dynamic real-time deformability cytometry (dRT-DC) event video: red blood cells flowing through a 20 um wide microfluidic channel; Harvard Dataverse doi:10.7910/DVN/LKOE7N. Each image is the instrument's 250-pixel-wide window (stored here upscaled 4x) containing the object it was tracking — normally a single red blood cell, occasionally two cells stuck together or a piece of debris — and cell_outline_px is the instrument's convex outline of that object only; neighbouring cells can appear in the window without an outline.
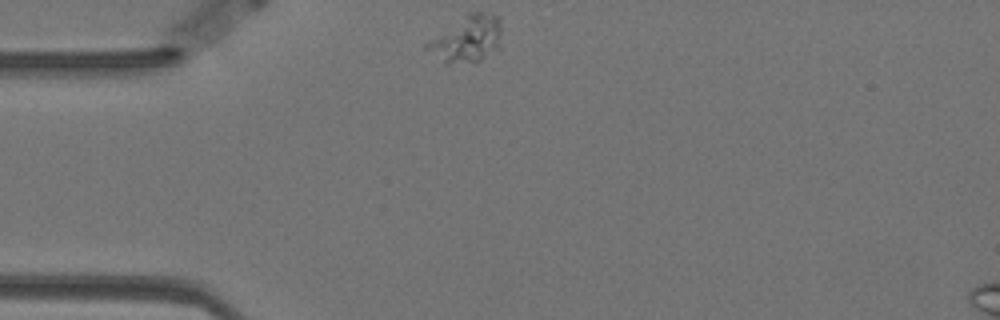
{"species": "Egyptian fruit bat (a non-hibernating species)", "species_latin": "Rousettus aegyptiacus", "temperature_condition": "warm", "stored_images_in_passage": 42, "camera_frame_rate_fps": 3000, "um_per_image_px": 0.085, "animal": {"sex": "female"}, "frame": {"image": 1, "passage_image": 1, "time_ms": 0.0, "image_size_px": [1000, 320], "cell_outline_px": [[500, 48], [476, 64], [444, 64], [424, 48], [424, 44], [468, 12], [480, 12], [496, 16], [500, 20]], "centroid_in_image_um": [39.69, 3.38], "position_along_channel_um": 45.3, "area_um2": 20.52}}
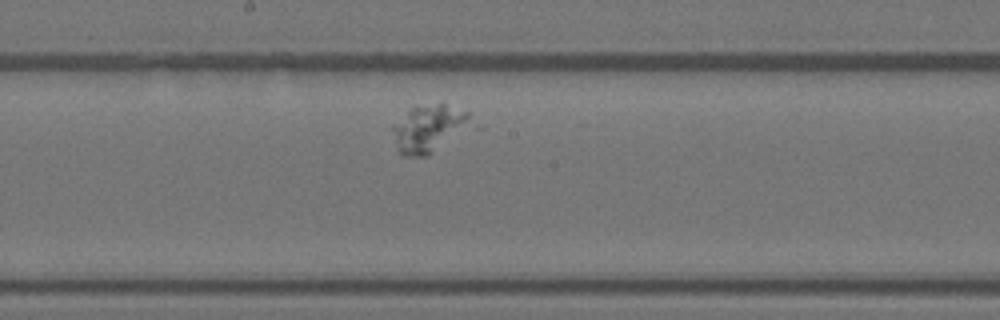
{"frame": {"image": 2, "passage_image": 19, "time_ms": 6.0, "image_size_px": [1000, 320], "cell_outline_px": [[484, 128], [424, 156], [404, 156], [400, 152], [392, 128], [412, 104], [444, 104], [468, 112]], "centroid_in_image_um": [36.73, 10.91], "position_along_channel_um": 211.5, "area_um2": 23.24}}
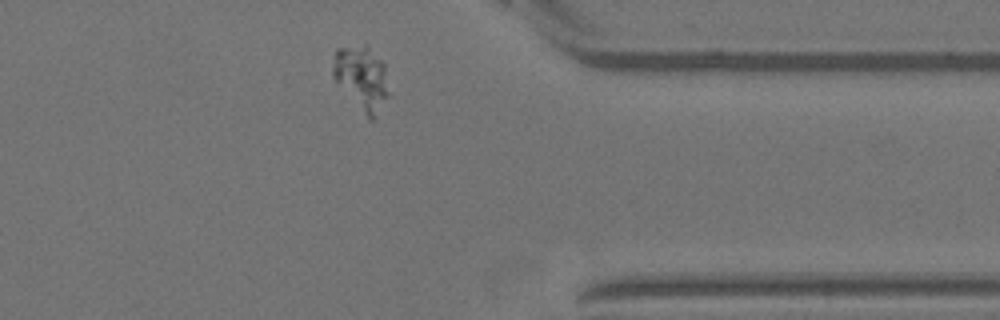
{"frame": {"image": 3, "passage_image": 36, "time_ms": 11.667, "image_size_px": [1000, 320], "cell_outline_px": [[388, 96], [372, 120], [368, 120], [332, 76], [332, 68], [336, 48], [364, 44], [368, 44], [384, 64], [388, 92]], "centroid_in_image_um": [30.72, 6.59], "position_along_channel_um": 380.7, "area_um2": 20.69}}